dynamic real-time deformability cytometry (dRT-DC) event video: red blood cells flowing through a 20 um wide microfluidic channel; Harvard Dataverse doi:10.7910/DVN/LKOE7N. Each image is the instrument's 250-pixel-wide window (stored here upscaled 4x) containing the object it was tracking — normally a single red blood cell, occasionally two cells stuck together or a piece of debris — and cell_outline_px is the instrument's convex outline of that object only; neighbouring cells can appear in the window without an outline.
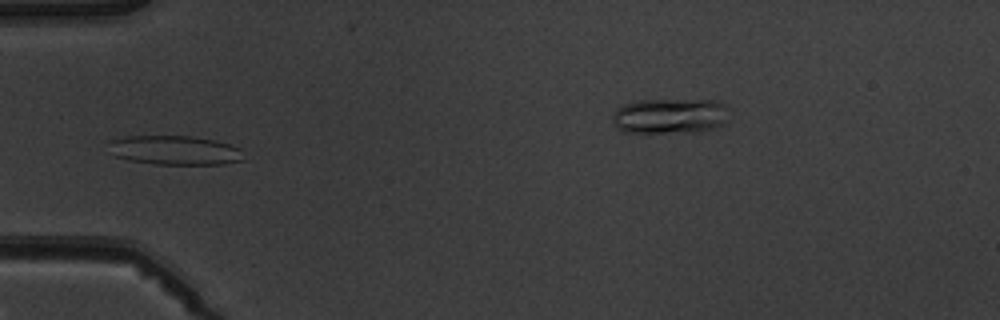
{"species": "common noctule bat (a hibernating species)", "species_latin": "Nyctalus noctula", "temperature_condition": "warm", "stored_images_in_passage": 6, "camera_frame_rate_fps": 3000, "um_per_image_px": 0.085, "animal": {"sex": "male", "body_mass_g": 19.5, "forearm_length_mm": 54.6}, "frame": {"image": 1, "passage_image": 5, "time_ms": 5.667, "image_size_px": [1000, 320], "cell_outline_px": [[244, 160], [224, 164], [156, 164], [128, 160], [112, 156], [112, 140], [124, 136], [192, 136], [212, 140], [228, 144], [240, 148]], "centroid_in_image_um": [14.87, 12.78], "position_along_channel_um": 70.1, "area_um2": 22.77}}